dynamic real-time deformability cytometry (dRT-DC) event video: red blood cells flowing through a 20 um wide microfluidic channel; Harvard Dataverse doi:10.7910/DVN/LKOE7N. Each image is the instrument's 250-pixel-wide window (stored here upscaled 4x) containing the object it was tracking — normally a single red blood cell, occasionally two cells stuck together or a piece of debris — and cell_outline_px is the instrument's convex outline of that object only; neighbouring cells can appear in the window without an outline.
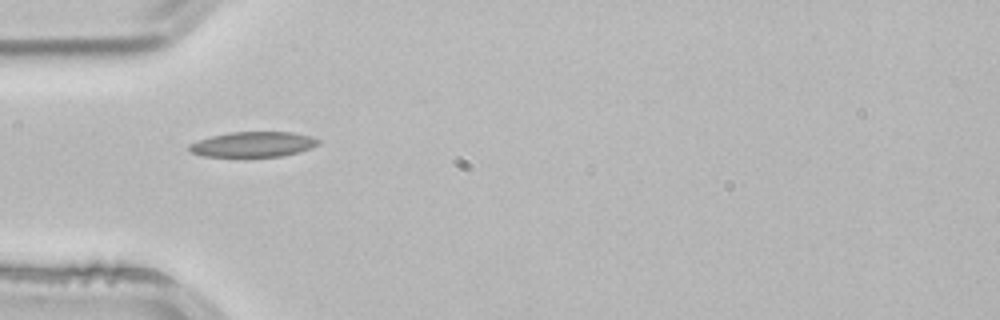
{"species": "common noctule bat (a hibernating species)", "species_latin": "Nyctalus noctula", "temperature_condition": "room temperature", "stored_images_in_passage": 4, "camera_frame_rate_fps": 3000, "um_per_image_px": 0.085, "animal": {"sex": "male", "body_mass_g": 21.5, "forearm_length_mm": 52.0}, "frame": {"image": 1, "passage_image": 4, "time_ms": 1.0, "image_size_px": [1000, 320], "cell_outline_px": [[320, 144], [312, 148], [284, 156], [204, 156], [188, 152], [188, 144], [212, 136], [228, 132], [292, 132], [312, 136], [320, 140]], "centroid_in_image_um": [21.54, 12.26], "position_along_channel_um": 63.5, "area_um2": 19.02}}